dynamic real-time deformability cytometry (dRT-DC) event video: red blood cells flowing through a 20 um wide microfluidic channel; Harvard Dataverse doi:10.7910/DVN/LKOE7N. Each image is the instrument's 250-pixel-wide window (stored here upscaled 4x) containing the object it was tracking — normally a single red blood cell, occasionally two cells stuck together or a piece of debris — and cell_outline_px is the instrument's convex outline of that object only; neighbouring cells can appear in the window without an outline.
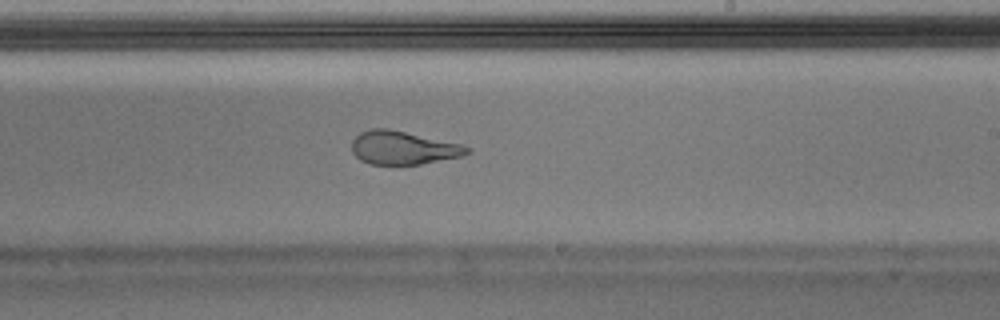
{"species": "Egyptian fruit bat (a non-hibernating species)", "species_latin": "Rousettus aegyptiacus", "temperature_condition": "warm", "stored_images_in_passage": 48, "camera_frame_rate_fps": 3000, "um_per_image_px": 0.085, "animal": {"sex": "male"}, "frame": {"image": 1, "passage_image": 28, "time_ms": 9.0, "image_size_px": [1000, 320], "cell_outline_px": [[472, 152], [460, 156], [420, 164], [368, 164], [360, 160], [352, 152], [352, 140], [360, 132], [372, 128], [388, 128], [460, 144], [472, 148]], "centroid_in_image_um": [34.24, 12.56], "position_along_channel_um": 254.8, "area_um2": 22.25}, "authors_computed_cell_mechanics": {"area_um2": 23.3223, "velocity_mm_per_s": 4.0666, "shape_relaxation_time_tau1_ms": null, "shape_relaxation_time_tau2_ms": 1.0256, "deformation_change_tau1": null, "deformation_change_tau2": 0.0813}}